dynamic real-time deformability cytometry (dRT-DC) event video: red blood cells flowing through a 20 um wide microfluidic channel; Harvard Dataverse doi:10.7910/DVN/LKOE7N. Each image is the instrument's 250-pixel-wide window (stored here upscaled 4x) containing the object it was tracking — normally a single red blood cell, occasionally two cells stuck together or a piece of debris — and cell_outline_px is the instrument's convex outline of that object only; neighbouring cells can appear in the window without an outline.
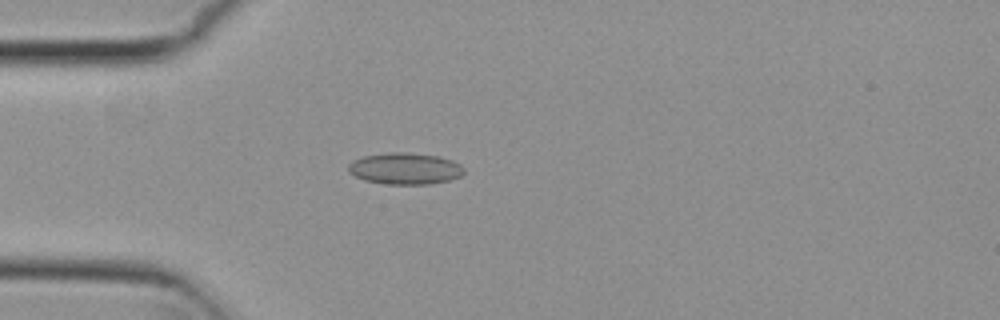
{"species": "common noctule bat (a hibernating species)", "species_latin": "Nyctalus noctula", "temperature_condition": "cold", "stored_images_in_passage": 54, "camera_frame_rate_fps": 3000, "um_per_image_px": 0.085, "animal": {"sex": "female", "body_mass_g": 29.2, "forearm_length_mm": 56.3}, "frame": {"image": 1, "passage_image": 15, "time_ms": 4.667, "image_size_px": [1000, 320], "cell_outline_px": [[464, 172], [460, 176], [448, 180], [428, 184], [388, 184], [364, 180], [348, 172], [348, 164], [364, 156], [392, 152], [408, 152], [436, 156], [452, 160], [460, 164], [464, 168]], "centroid_in_image_um": [34.43, 14.33], "position_along_channel_um": 50.6, "area_um2": 21.04}}
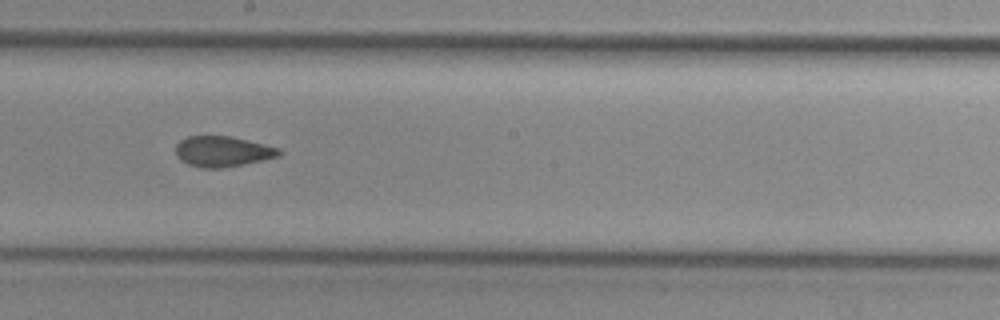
{"frame": {"image": 2, "passage_image": 30, "time_ms": 9.667, "image_size_px": [1000, 320], "cell_outline_px": [[280, 156], [264, 160], [220, 168], [200, 168], [188, 164], [180, 160], [176, 156], [176, 144], [180, 140], [188, 136], [232, 136], [280, 148]], "centroid_in_image_um": [18.9, 12.87], "position_along_channel_um": 229.3, "area_um2": 18.44}}
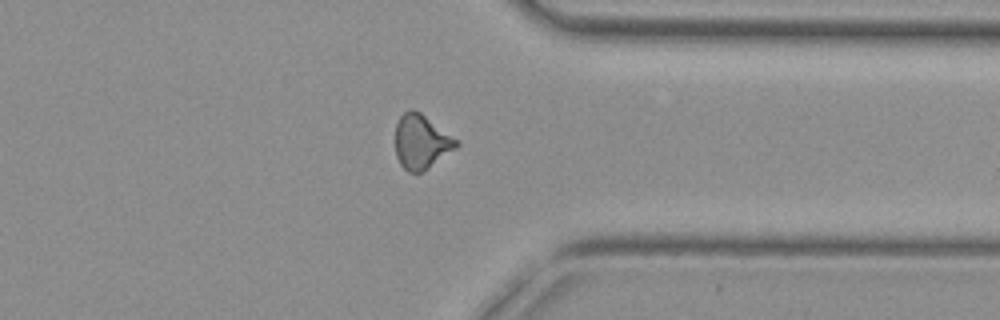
{"frame": {"image": 3, "passage_image": 42, "time_ms": 13.667, "image_size_px": [1000, 320], "cell_outline_px": [[460, 144], [456, 148], [420, 172], [408, 172], [400, 164], [396, 156], [396, 124], [400, 116], [404, 112], [412, 108], [420, 112], [460, 140]], "centroid_in_image_um": [35.82, 12.02], "position_along_channel_um": 375.6, "area_um2": 19.19}, "authors_computed_cell_mechanics": {"area_um2": 19.1029, "velocity_mm_per_s": 3.7879, "shape_relaxation_time_tau1_ms": null, "shape_relaxation_time_tau2_ms": 2.6828, "deformation_change_tau1": null, "deformation_change_tau2": 0.0903}}